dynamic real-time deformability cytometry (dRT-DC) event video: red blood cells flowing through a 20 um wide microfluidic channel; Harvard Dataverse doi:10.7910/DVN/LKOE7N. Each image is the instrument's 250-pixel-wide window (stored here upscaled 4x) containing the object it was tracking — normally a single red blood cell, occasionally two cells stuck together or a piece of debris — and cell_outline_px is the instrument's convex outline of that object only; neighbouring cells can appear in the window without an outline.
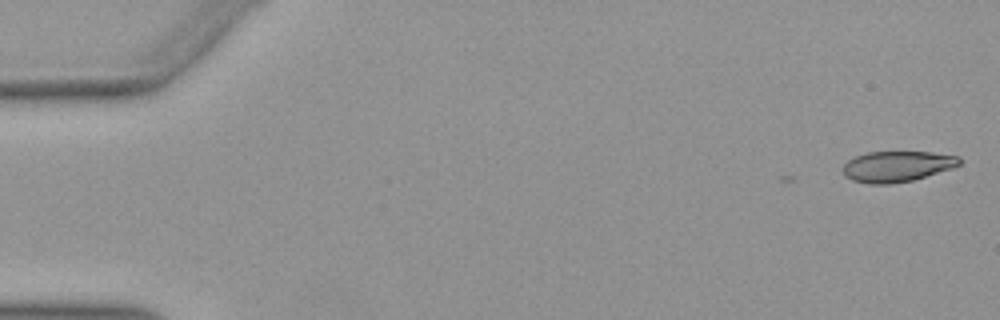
{"species": "Egyptian fruit bat (a non-hibernating species)", "species_latin": "Rousettus aegyptiacus", "temperature_condition": "warm", "stored_images_in_passage": 3, "camera_frame_rate_fps": 3000, "um_per_image_px": 0.085, "animal": {"sex": "female"}, "frame": {"image": 1, "passage_image": 3, "time_ms": 0.667, "image_size_px": [1000, 320], "cell_outline_px": [[964, 160], [960, 164], [952, 168], [912, 180], [892, 184], [868, 184], [852, 180], [844, 176], [844, 164], [848, 160], [856, 156], [868, 152], [932, 152], [960, 156]], "centroid_in_image_um": [76.27, 14.14], "position_along_channel_um": 8.7, "area_um2": 20.92}}